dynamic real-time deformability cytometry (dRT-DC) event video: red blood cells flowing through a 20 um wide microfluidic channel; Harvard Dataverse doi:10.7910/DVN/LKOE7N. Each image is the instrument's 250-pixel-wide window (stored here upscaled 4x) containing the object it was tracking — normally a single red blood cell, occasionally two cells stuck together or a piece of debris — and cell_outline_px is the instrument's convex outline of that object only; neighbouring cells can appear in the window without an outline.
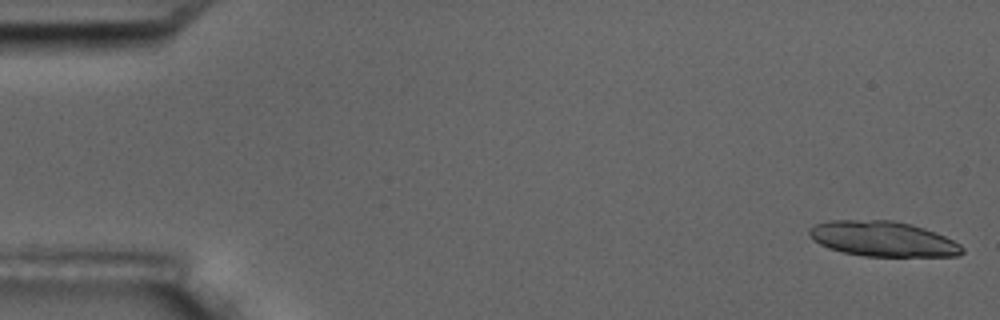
{"species": "common noctule bat (a hibernating species)", "species_latin": "Nyctalus noctula", "temperature_condition": "room temperature", "stored_images_in_passage": 6, "camera_frame_rate_fps": 3000, "um_per_image_px": 0.085, "animal": {"sex": "male", "body_mass_g": 17.5, "forearm_length_mm": 52.3}, "frame": {"image": 1, "passage_image": 1, "time_ms": 0.0, "image_size_px": [1000, 320], "cell_outline_px": [[964, 252], [960, 256], [864, 256], [844, 252], [828, 248], [812, 240], [808, 232], [808, 228], [816, 224], [828, 220], [892, 220], [912, 224], [936, 232], [960, 244], [964, 248]], "centroid_in_image_um": [75.04, 20.3], "position_along_channel_um": 10.0, "area_um2": 31.5}}